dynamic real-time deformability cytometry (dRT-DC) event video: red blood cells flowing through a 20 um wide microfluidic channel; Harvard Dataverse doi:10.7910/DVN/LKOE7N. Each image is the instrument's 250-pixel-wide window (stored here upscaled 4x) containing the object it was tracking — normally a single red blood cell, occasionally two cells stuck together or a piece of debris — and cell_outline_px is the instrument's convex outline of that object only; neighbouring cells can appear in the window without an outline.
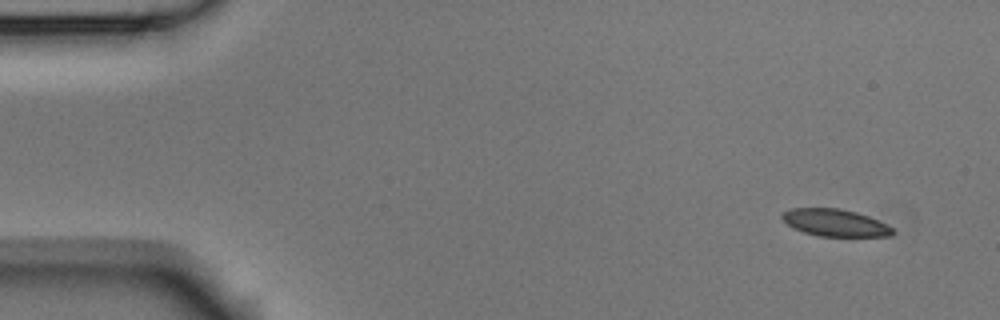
{"species": "Egyptian fruit bat (a non-hibernating species)", "species_latin": "Rousettus aegyptiacus", "temperature_condition": "room temperature", "stored_images_in_passage": 6, "camera_frame_rate_fps": 3000, "um_per_image_px": 0.085, "animal": {"sex": "male"}, "frame": {"image": 1, "passage_image": 1, "time_ms": 0.0, "image_size_px": [1000, 320], "cell_outline_px": [[896, 232], [892, 236], [820, 236], [804, 232], [792, 228], [780, 216], [784, 212], [792, 208], [840, 208], [856, 212], [868, 216], [892, 228]], "centroid_in_image_um": [70.97, 18.93], "position_along_channel_um": 14.0, "area_um2": 17.34}}
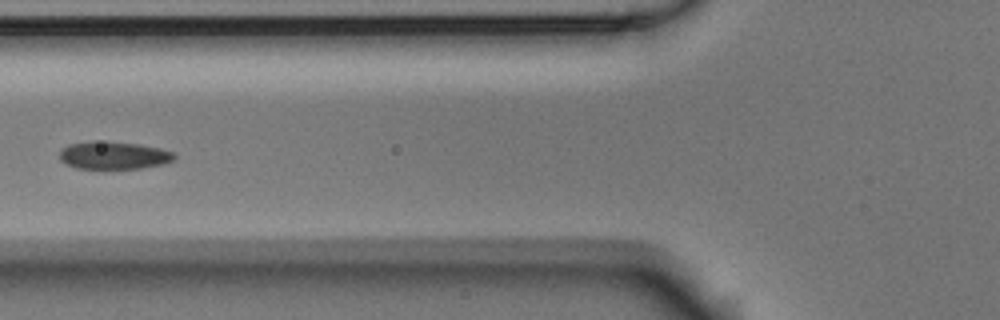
{"frame": {"image": 2, "passage_image": 5, "time_ms": 1.333, "image_size_px": [1000, 320], "cell_outline_px": [[176, 156], [172, 160], [164, 164], [140, 168], [76, 168], [64, 164], [60, 160], [60, 148], [68, 144], [92, 140], [108, 140], [140, 144], [160, 148], [172, 152]], "centroid_in_image_um": [9.61, 13.18], "position_along_channel_um": 116.2, "area_um2": 18.84}}
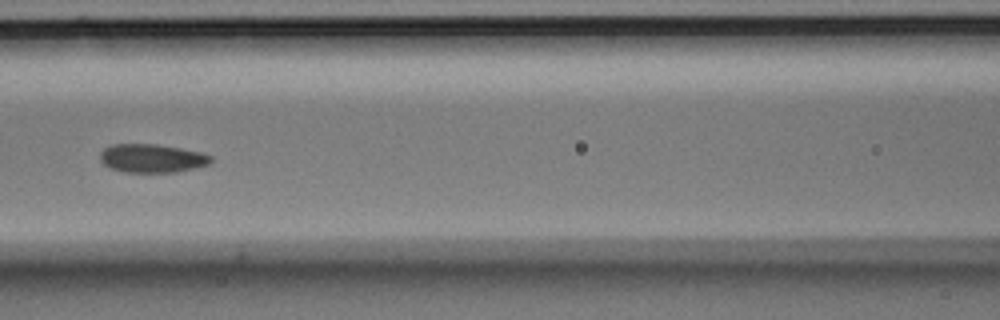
{"frame": {"image": 3, "passage_image": 6, "time_ms": 1.667, "image_size_px": [1000, 320], "cell_outline_px": [[212, 160], [208, 164], [176, 172], [124, 172], [108, 168], [100, 160], [100, 152], [104, 148], [112, 144], [156, 144], [204, 152], [212, 156]], "centroid_in_image_um": [12.9, 13.45], "position_along_channel_um": 153.7, "area_um2": 18.5}}